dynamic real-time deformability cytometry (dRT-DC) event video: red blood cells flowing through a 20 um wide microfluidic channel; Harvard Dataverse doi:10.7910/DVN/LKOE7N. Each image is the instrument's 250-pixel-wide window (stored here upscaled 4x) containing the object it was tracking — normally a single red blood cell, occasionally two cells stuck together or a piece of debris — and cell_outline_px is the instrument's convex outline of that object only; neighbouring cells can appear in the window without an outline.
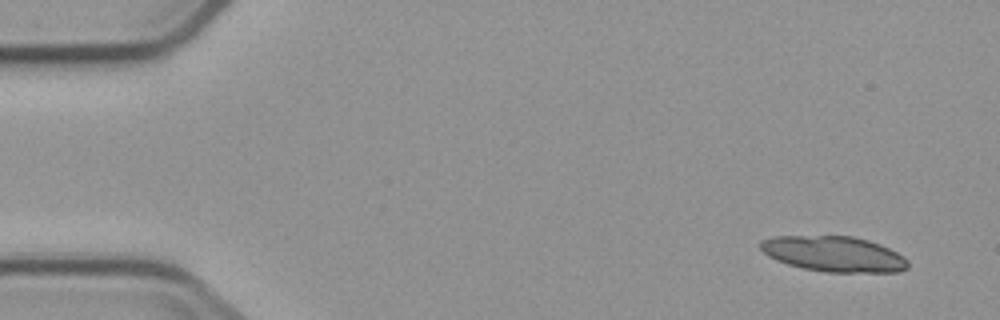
{"species": "common noctule bat (a hibernating species)", "species_latin": "Nyctalus noctula", "temperature_condition": "cold", "stored_images_in_passage": 7, "segment_of_instrument_passage": [1, 2], "camera_frame_rate_fps": 3000, "um_per_image_px": 0.085, "animal": {"sex": "male", "body_mass_g": 23.1, "forearm_length_mm": 52.7}, "frame": {"image": 1, "passage_image": 1, "time_ms": 0.0, "image_size_px": [1000, 320], "cell_outline_px": [[908, 268], [900, 272], [824, 272], [804, 268], [788, 264], [776, 260], [768, 256], [760, 248], [760, 240], [772, 236], [852, 236], [868, 240], [880, 244], [904, 256], [908, 260]], "centroid_in_image_um": [70.88, 21.59], "position_along_channel_um": 14.1, "area_um2": 30.58}}